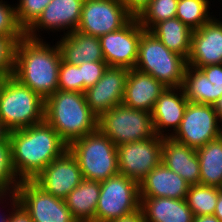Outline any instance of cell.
Wrapping results in <instances>:
<instances>
[{
  "mask_svg": "<svg viewBox=\"0 0 222 222\" xmlns=\"http://www.w3.org/2000/svg\"><path fill=\"white\" fill-rule=\"evenodd\" d=\"M10 142L12 165L20 180H33L68 150V145L45 120L30 127L12 130Z\"/></svg>",
  "mask_w": 222,
  "mask_h": 222,
  "instance_id": "cell-1",
  "label": "cell"
},
{
  "mask_svg": "<svg viewBox=\"0 0 222 222\" xmlns=\"http://www.w3.org/2000/svg\"><path fill=\"white\" fill-rule=\"evenodd\" d=\"M24 35L16 44L12 76L44 100L58 90L61 53L53 46Z\"/></svg>",
  "mask_w": 222,
  "mask_h": 222,
  "instance_id": "cell-2",
  "label": "cell"
},
{
  "mask_svg": "<svg viewBox=\"0 0 222 222\" xmlns=\"http://www.w3.org/2000/svg\"><path fill=\"white\" fill-rule=\"evenodd\" d=\"M44 120L68 146L98 129V117L91 111L82 92L57 90L47 97Z\"/></svg>",
  "mask_w": 222,
  "mask_h": 222,
  "instance_id": "cell-3",
  "label": "cell"
},
{
  "mask_svg": "<svg viewBox=\"0 0 222 222\" xmlns=\"http://www.w3.org/2000/svg\"><path fill=\"white\" fill-rule=\"evenodd\" d=\"M45 100L12 75L0 80V119L12 131L44 121Z\"/></svg>",
  "mask_w": 222,
  "mask_h": 222,
  "instance_id": "cell-4",
  "label": "cell"
},
{
  "mask_svg": "<svg viewBox=\"0 0 222 222\" xmlns=\"http://www.w3.org/2000/svg\"><path fill=\"white\" fill-rule=\"evenodd\" d=\"M68 150L84 179L102 182L119 173L117 146L99 129L73 141Z\"/></svg>",
  "mask_w": 222,
  "mask_h": 222,
  "instance_id": "cell-5",
  "label": "cell"
},
{
  "mask_svg": "<svg viewBox=\"0 0 222 222\" xmlns=\"http://www.w3.org/2000/svg\"><path fill=\"white\" fill-rule=\"evenodd\" d=\"M186 67L187 60L170 51L152 32L142 33L134 69L153 76L165 87H181Z\"/></svg>",
  "mask_w": 222,
  "mask_h": 222,
  "instance_id": "cell-6",
  "label": "cell"
},
{
  "mask_svg": "<svg viewBox=\"0 0 222 222\" xmlns=\"http://www.w3.org/2000/svg\"><path fill=\"white\" fill-rule=\"evenodd\" d=\"M98 129L116 146L154 137L152 114L119 104L98 118Z\"/></svg>",
  "mask_w": 222,
  "mask_h": 222,
  "instance_id": "cell-7",
  "label": "cell"
},
{
  "mask_svg": "<svg viewBox=\"0 0 222 222\" xmlns=\"http://www.w3.org/2000/svg\"><path fill=\"white\" fill-rule=\"evenodd\" d=\"M95 222H111L140 209L139 184L118 173L100 182Z\"/></svg>",
  "mask_w": 222,
  "mask_h": 222,
  "instance_id": "cell-8",
  "label": "cell"
},
{
  "mask_svg": "<svg viewBox=\"0 0 222 222\" xmlns=\"http://www.w3.org/2000/svg\"><path fill=\"white\" fill-rule=\"evenodd\" d=\"M222 118L215 105L188 102L173 139L188 147L199 148L222 136Z\"/></svg>",
  "mask_w": 222,
  "mask_h": 222,
  "instance_id": "cell-9",
  "label": "cell"
},
{
  "mask_svg": "<svg viewBox=\"0 0 222 222\" xmlns=\"http://www.w3.org/2000/svg\"><path fill=\"white\" fill-rule=\"evenodd\" d=\"M133 18L121 0H84L77 31L100 37L120 30Z\"/></svg>",
  "mask_w": 222,
  "mask_h": 222,
  "instance_id": "cell-10",
  "label": "cell"
},
{
  "mask_svg": "<svg viewBox=\"0 0 222 222\" xmlns=\"http://www.w3.org/2000/svg\"><path fill=\"white\" fill-rule=\"evenodd\" d=\"M16 194L33 222H78L64 199L46 192L34 180H21Z\"/></svg>",
  "mask_w": 222,
  "mask_h": 222,
  "instance_id": "cell-11",
  "label": "cell"
},
{
  "mask_svg": "<svg viewBox=\"0 0 222 222\" xmlns=\"http://www.w3.org/2000/svg\"><path fill=\"white\" fill-rule=\"evenodd\" d=\"M163 137H154L117 146L119 173L138 184L161 163Z\"/></svg>",
  "mask_w": 222,
  "mask_h": 222,
  "instance_id": "cell-12",
  "label": "cell"
},
{
  "mask_svg": "<svg viewBox=\"0 0 222 222\" xmlns=\"http://www.w3.org/2000/svg\"><path fill=\"white\" fill-rule=\"evenodd\" d=\"M144 31L138 19L134 17L120 30L101 35V48L108 66L134 69L140 38Z\"/></svg>",
  "mask_w": 222,
  "mask_h": 222,
  "instance_id": "cell-13",
  "label": "cell"
},
{
  "mask_svg": "<svg viewBox=\"0 0 222 222\" xmlns=\"http://www.w3.org/2000/svg\"><path fill=\"white\" fill-rule=\"evenodd\" d=\"M83 3L84 0H51L36 22L25 32V35L39 39L41 37L39 32L43 29L50 32L64 31V35L76 31Z\"/></svg>",
  "mask_w": 222,
  "mask_h": 222,
  "instance_id": "cell-14",
  "label": "cell"
},
{
  "mask_svg": "<svg viewBox=\"0 0 222 222\" xmlns=\"http://www.w3.org/2000/svg\"><path fill=\"white\" fill-rule=\"evenodd\" d=\"M83 177L76 158L67 150L53 160L33 180L51 195L65 199Z\"/></svg>",
  "mask_w": 222,
  "mask_h": 222,
  "instance_id": "cell-15",
  "label": "cell"
},
{
  "mask_svg": "<svg viewBox=\"0 0 222 222\" xmlns=\"http://www.w3.org/2000/svg\"><path fill=\"white\" fill-rule=\"evenodd\" d=\"M128 72L123 67L108 66L101 79L84 92L87 104L98 118L122 104Z\"/></svg>",
  "mask_w": 222,
  "mask_h": 222,
  "instance_id": "cell-16",
  "label": "cell"
},
{
  "mask_svg": "<svg viewBox=\"0 0 222 222\" xmlns=\"http://www.w3.org/2000/svg\"><path fill=\"white\" fill-rule=\"evenodd\" d=\"M222 64V21L213 16L192 32L191 49L187 65L201 68Z\"/></svg>",
  "mask_w": 222,
  "mask_h": 222,
  "instance_id": "cell-17",
  "label": "cell"
},
{
  "mask_svg": "<svg viewBox=\"0 0 222 222\" xmlns=\"http://www.w3.org/2000/svg\"><path fill=\"white\" fill-rule=\"evenodd\" d=\"M188 102L181 87H166L151 112L155 134L172 136L180 126Z\"/></svg>",
  "mask_w": 222,
  "mask_h": 222,
  "instance_id": "cell-18",
  "label": "cell"
},
{
  "mask_svg": "<svg viewBox=\"0 0 222 222\" xmlns=\"http://www.w3.org/2000/svg\"><path fill=\"white\" fill-rule=\"evenodd\" d=\"M166 87L149 74L130 69L122 104L134 109L152 112L156 100Z\"/></svg>",
  "mask_w": 222,
  "mask_h": 222,
  "instance_id": "cell-19",
  "label": "cell"
},
{
  "mask_svg": "<svg viewBox=\"0 0 222 222\" xmlns=\"http://www.w3.org/2000/svg\"><path fill=\"white\" fill-rule=\"evenodd\" d=\"M161 162L190 185L199 184L200 162L196 149L172 137H163Z\"/></svg>",
  "mask_w": 222,
  "mask_h": 222,
  "instance_id": "cell-20",
  "label": "cell"
},
{
  "mask_svg": "<svg viewBox=\"0 0 222 222\" xmlns=\"http://www.w3.org/2000/svg\"><path fill=\"white\" fill-rule=\"evenodd\" d=\"M190 184L162 162L139 183L140 197L186 199Z\"/></svg>",
  "mask_w": 222,
  "mask_h": 222,
  "instance_id": "cell-21",
  "label": "cell"
},
{
  "mask_svg": "<svg viewBox=\"0 0 222 222\" xmlns=\"http://www.w3.org/2000/svg\"><path fill=\"white\" fill-rule=\"evenodd\" d=\"M61 36L63 37L57 41V44L62 61L73 65L105 61L99 37L77 30Z\"/></svg>",
  "mask_w": 222,
  "mask_h": 222,
  "instance_id": "cell-22",
  "label": "cell"
},
{
  "mask_svg": "<svg viewBox=\"0 0 222 222\" xmlns=\"http://www.w3.org/2000/svg\"><path fill=\"white\" fill-rule=\"evenodd\" d=\"M145 222H193L186 199L140 197Z\"/></svg>",
  "mask_w": 222,
  "mask_h": 222,
  "instance_id": "cell-23",
  "label": "cell"
},
{
  "mask_svg": "<svg viewBox=\"0 0 222 222\" xmlns=\"http://www.w3.org/2000/svg\"><path fill=\"white\" fill-rule=\"evenodd\" d=\"M100 182L82 179L64 199L78 222H95V212L100 196Z\"/></svg>",
  "mask_w": 222,
  "mask_h": 222,
  "instance_id": "cell-24",
  "label": "cell"
},
{
  "mask_svg": "<svg viewBox=\"0 0 222 222\" xmlns=\"http://www.w3.org/2000/svg\"><path fill=\"white\" fill-rule=\"evenodd\" d=\"M181 88L193 103L216 105L222 96V86L213 85L201 69L188 65Z\"/></svg>",
  "mask_w": 222,
  "mask_h": 222,
  "instance_id": "cell-25",
  "label": "cell"
},
{
  "mask_svg": "<svg viewBox=\"0 0 222 222\" xmlns=\"http://www.w3.org/2000/svg\"><path fill=\"white\" fill-rule=\"evenodd\" d=\"M170 51L183 56L186 60L191 49L192 32L178 18H172L157 23L151 30Z\"/></svg>",
  "mask_w": 222,
  "mask_h": 222,
  "instance_id": "cell-26",
  "label": "cell"
},
{
  "mask_svg": "<svg viewBox=\"0 0 222 222\" xmlns=\"http://www.w3.org/2000/svg\"><path fill=\"white\" fill-rule=\"evenodd\" d=\"M200 162L199 184L222 186V136L196 149Z\"/></svg>",
  "mask_w": 222,
  "mask_h": 222,
  "instance_id": "cell-27",
  "label": "cell"
},
{
  "mask_svg": "<svg viewBox=\"0 0 222 222\" xmlns=\"http://www.w3.org/2000/svg\"><path fill=\"white\" fill-rule=\"evenodd\" d=\"M220 188L195 184L190 185L186 202L194 216L213 215Z\"/></svg>",
  "mask_w": 222,
  "mask_h": 222,
  "instance_id": "cell-28",
  "label": "cell"
},
{
  "mask_svg": "<svg viewBox=\"0 0 222 222\" xmlns=\"http://www.w3.org/2000/svg\"><path fill=\"white\" fill-rule=\"evenodd\" d=\"M210 4L209 0H178L176 18L191 30H197L213 17Z\"/></svg>",
  "mask_w": 222,
  "mask_h": 222,
  "instance_id": "cell-29",
  "label": "cell"
},
{
  "mask_svg": "<svg viewBox=\"0 0 222 222\" xmlns=\"http://www.w3.org/2000/svg\"><path fill=\"white\" fill-rule=\"evenodd\" d=\"M177 3L178 0H151L136 18L150 31L157 23L176 17Z\"/></svg>",
  "mask_w": 222,
  "mask_h": 222,
  "instance_id": "cell-30",
  "label": "cell"
},
{
  "mask_svg": "<svg viewBox=\"0 0 222 222\" xmlns=\"http://www.w3.org/2000/svg\"><path fill=\"white\" fill-rule=\"evenodd\" d=\"M20 181L12 165L11 142L0 144V193L16 192Z\"/></svg>",
  "mask_w": 222,
  "mask_h": 222,
  "instance_id": "cell-31",
  "label": "cell"
},
{
  "mask_svg": "<svg viewBox=\"0 0 222 222\" xmlns=\"http://www.w3.org/2000/svg\"><path fill=\"white\" fill-rule=\"evenodd\" d=\"M16 4V18L19 26L26 32L40 17L51 0H19Z\"/></svg>",
  "mask_w": 222,
  "mask_h": 222,
  "instance_id": "cell-32",
  "label": "cell"
},
{
  "mask_svg": "<svg viewBox=\"0 0 222 222\" xmlns=\"http://www.w3.org/2000/svg\"><path fill=\"white\" fill-rule=\"evenodd\" d=\"M58 90L83 93V80H81L78 65L61 60L58 71Z\"/></svg>",
  "mask_w": 222,
  "mask_h": 222,
  "instance_id": "cell-33",
  "label": "cell"
},
{
  "mask_svg": "<svg viewBox=\"0 0 222 222\" xmlns=\"http://www.w3.org/2000/svg\"><path fill=\"white\" fill-rule=\"evenodd\" d=\"M0 35L9 37H23L24 30L19 26L14 5L0 0Z\"/></svg>",
  "mask_w": 222,
  "mask_h": 222,
  "instance_id": "cell-34",
  "label": "cell"
},
{
  "mask_svg": "<svg viewBox=\"0 0 222 222\" xmlns=\"http://www.w3.org/2000/svg\"><path fill=\"white\" fill-rule=\"evenodd\" d=\"M21 38L0 35V80L13 74L15 48Z\"/></svg>",
  "mask_w": 222,
  "mask_h": 222,
  "instance_id": "cell-35",
  "label": "cell"
},
{
  "mask_svg": "<svg viewBox=\"0 0 222 222\" xmlns=\"http://www.w3.org/2000/svg\"><path fill=\"white\" fill-rule=\"evenodd\" d=\"M80 67L81 80H83V93L94 86L103 76L108 64L105 61L83 62Z\"/></svg>",
  "mask_w": 222,
  "mask_h": 222,
  "instance_id": "cell-36",
  "label": "cell"
},
{
  "mask_svg": "<svg viewBox=\"0 0 222 222\" xmlns=\"http://www.w3.org/2000/svg\"><path fill=\"white\" fill-rule=\"evenodd\" d=\"M12 209L11 216L8 222H33L31 215L19 204V199L16 192L8 193ZM13 210V211H12Z\"/></svg>",
  "mask_w": 222,
  "mask_h": 222,
  "instance_id": "cell-37",
  "label": "cell"
},
{
  "mask_svg": "<svg viewBox=\"0 0 222 222\" xmlns=\"http://www.w3.org/2000/svg\"><path fill=\"white\" fill-rule=\"evenodd\" d=\"M215 86H222V64L207 65L200 68Z\"/></svg>",
  "mask_w": 222,
  "mask_h": 222,
  "instance_id": "cell-38",
  "label": "cell"
},
{
  "mask_svg": "<svg viewBox=\"0 0 222 222\" xmlns=\"http://www.w3.org/2000/svg\"><path fill=\"white\" fill-rule=\"evenodd\" d=\"M125 8L134 16L137 17L151 0H121Z\"/></svg>",
  "mask_w": 222,
  "mask_h": 222,
  "instance_id": "cell-39",
  "label": "cell"
},
{
  "mask_svg": "<svg viewBox=\"0 0 222 222\" xmlns=\"http://www.w3.org/2000/svg\"><path fill=\"white\" fill-rule=\"evenodd\" d=\"M111 222H145V219H144L143 212L140 208L137 211H134L128 215L120 217V218L113 220Z\"/></svg>",
  "mask_w": 222,
  "mask_h": 222,
  "instance_id": "cell-40",
  "label": "cell"
},
{
  "mask_svg": "<svg viewBox=\"0 0 222 222\" xmlns=\"http://www.w3.org/2000/svg\"><path fill=\"white\" fill-rule=\"evenodd\" d=\"M11 130L0 119V144L10 141Z\"/></svg>",
  "mask_w": 222,
  "mask_h": 222,
  "instance_id": "cell-41",
  "label": "cell"
},
{
  "mask_svg": "<svg viewBox=\"0 0 222 222\" xmlns=\"http://www.w3.org/2000/svg\"><path fill=\"white\" fill-rule=\"evenodd\" d=\"M193 222H221L214 214L194 216Z\"/></svg>",
  "mask_w": 222,
  "mask_h": 222,
  "instance_id": "cell-42",
  "label": "cell"
},
{
  "mask_svg": "<svg viewBox=\"0 0 222 222\" xmlns=\"http://www.w3.org/2000/svg\"><path fill=\"white\" fill-rule=\"evenodd\" d=\"M214 215L222 222V192H220L218 195V200L215 206Z\"/></svg>",
  "mask_w": 222,
  "mask_h": 222,
  "instance_id": "cell-43",
  "label": "cell"
},
{
  "mask_svg": "<svg viewBox=\"0 0 222 222\" xmlns=\"http://www.w3.org/2000/svg\"><path fill=\"white\" fill-rule=\"evenodd\" d=\"M6 197L8 199V193H0V202L3 201L4 199H6ZM8 212H9V214H6V215L0 214V222H8L9 221V218L11 216V211L8 210Z\"/></svg>",
  "mask_w": 222,
  "mask_h": 222,
  "instance_id": "cell-44",
  "label": "cell"
},
{
  "mask_svg": "<svg viewBox=\"0 0 222 222\" xmlns=\"http://www.w3.org/2000/svg\"><path fill=\"white\" fill-rule=\"evenodd\" d=\"M215 108L218 110V112L220 113L221 118H222V96L220 97L219 101L215 105Z\"/></svg>",
  "mask_w": 222,
  "mask_h": 222,
  "instance_id": "cell-45",
  "label": "cell"
}]
</instances>
